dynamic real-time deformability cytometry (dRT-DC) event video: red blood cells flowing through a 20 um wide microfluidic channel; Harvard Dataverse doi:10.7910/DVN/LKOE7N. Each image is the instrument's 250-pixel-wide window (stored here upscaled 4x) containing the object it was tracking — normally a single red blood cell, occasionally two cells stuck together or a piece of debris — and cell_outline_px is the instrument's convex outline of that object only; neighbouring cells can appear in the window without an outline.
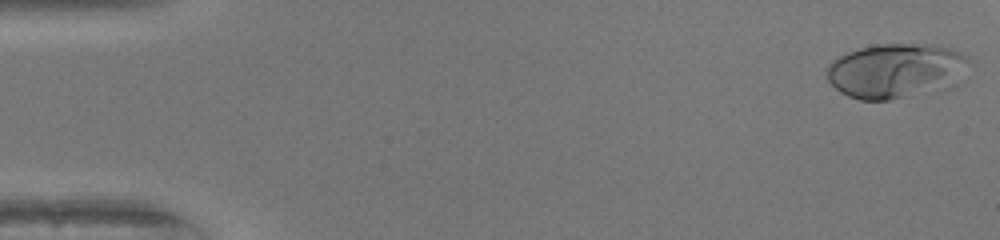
{"species": "human", "species_latin": "Homo sapiens", "temperature_condition": "warm", "stored_images_in_passage": 46, "camera_frame_rate_fps": 3000, "um_per_image_px": 0.085, "donor": {"sex": "female"}, "frame": {"image": 1, "passage_image": 1, "time_ms": 0.0, "image_size_px": [1000, 240], "cell_outline_px": [[972, 64], [956, 84], [948, 88], [888, 100], [860, 100], [848, 96], [840, 92], [828, 80], [828, 64], [832, 60], [848, 52], [860, 48], [876, 44], [924, 44], [952, 48], [968, 56]], "centroid_in_image_um": [76.21, 6.01], "position_along_channel_um": 8.8, "area_um2": 45.66}}
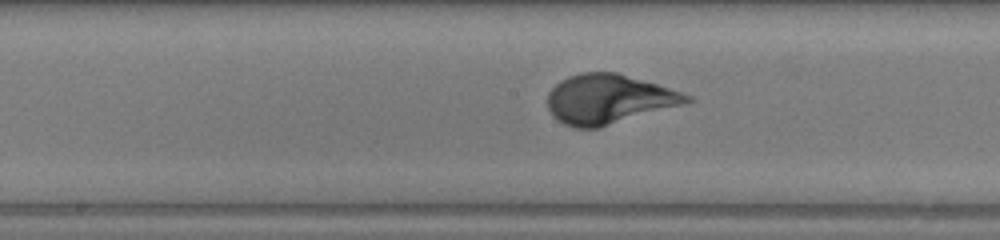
{"frame": {"image": 2, "passage_image": 26, "time_ms": 8.333, "image_size_px": [1000, 240], "cell_outline_px": [[696, 100], [684, 104], [600, 128], [576, 128], [564, 124], [556, 120], [552, 116], [548, 108], [548, 92], [560, 80], [568, 76], [580, 72], [616, 72], [656, 84], [692, 96]], "centroid_in_image_um": [51.71, 8.44], "position_along_channel_um": 196.5, "area_um2": 40.17}}
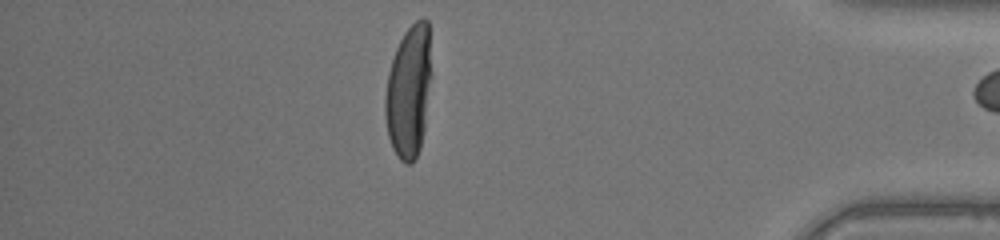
{"frame": {"image": 3, "passage_image": 44, "time_ms": 14.333, "image_size_px": [1000, 240], "cell_outline_px": [[432, 76], [424, 128], [420, 148], [412, 164], [404, 164], [400, 160], [392, 148], [388, 136], [384, 112], [384, 96], [388, 72], [396, 48], [404, 32], [416, 20], [424, 16], [428, 20]], "centroid_in_image_um": [34.75, 7.76], "position_along_channel_um": 400.5, "area_um2": 36.24}}